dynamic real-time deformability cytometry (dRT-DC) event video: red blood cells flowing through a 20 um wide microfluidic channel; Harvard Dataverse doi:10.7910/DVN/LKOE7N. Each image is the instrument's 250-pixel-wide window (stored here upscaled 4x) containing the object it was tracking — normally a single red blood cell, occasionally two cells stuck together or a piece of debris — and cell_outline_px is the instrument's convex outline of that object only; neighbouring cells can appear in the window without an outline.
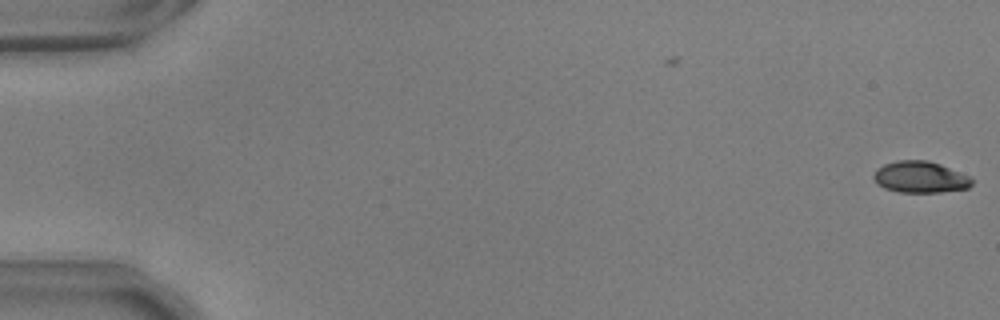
{"species": "common noctule bat (a hibernating species)", "species_latin": "Nyctalus noctula", "temperature_condition": "warm", "stored_images_in_passage": 2, "camera_frame_rate_fps": 3000, "um_per_image_px": 0.085, "animal": {"sex": "male", "body_mass_g": 17.9, "forearm_length_mm": 54.2}, "frame": {"image": 1, "passage_image": 2, "time_ms": 0.333, "image_size_px": [1000, 320], "cell_outline_px": [[972, 184], [968, 188], [940, 192], [900, 192], [884, 188], [876, 184], [872, 176], [876, 168], [884, 164], [896, 160], [928, 160], [940, 164], [972, 176]], "centroid_in_image_um": [78.21, 15.04], "position_along_channel_um": 6.8, "area_um2": 18.26}}